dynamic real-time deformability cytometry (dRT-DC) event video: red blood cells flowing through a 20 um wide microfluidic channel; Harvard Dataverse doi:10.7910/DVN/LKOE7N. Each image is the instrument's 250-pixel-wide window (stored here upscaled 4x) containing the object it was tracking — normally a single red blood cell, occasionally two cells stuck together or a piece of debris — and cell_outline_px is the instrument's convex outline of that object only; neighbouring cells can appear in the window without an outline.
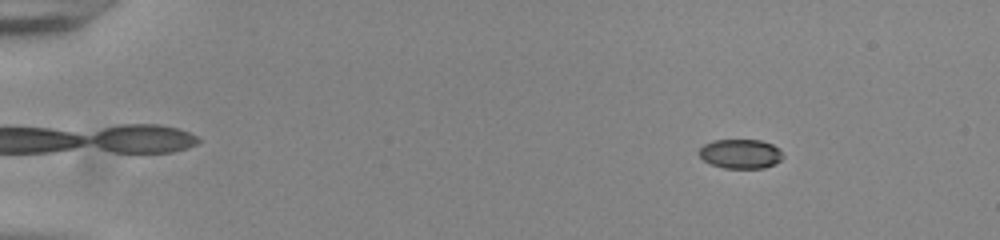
{"species": "common noctule bat (a hibernating species)", "species_latin": "Nyctalus noctula", "temperature_condition": "room temperature", "stored_images_in_passage": 48, "camera_frame_rate_fps": 3000, "um_per_image_px": 0.085, "animal": {"sex": "male", "body_mass_g": 20.0, "forearm_length_mm": 53.3}, "frame": {"image": 1, "passage_image": 1, "time_ms": 0.0, "image_size_px": [1000, 240], "cell_outline_px": [[784, 156], [776, 164], [764, 168], [724, 168], [712, 164], [704, 160], [700, 156], [700, 148], [704, 144], [712, 140], [760, 140], [772, 144], [780, 148]], "centroid_in_image_um": [62.99, 13.07], "position_along_channel_um": 22.0, "area_um2": 14.39}}
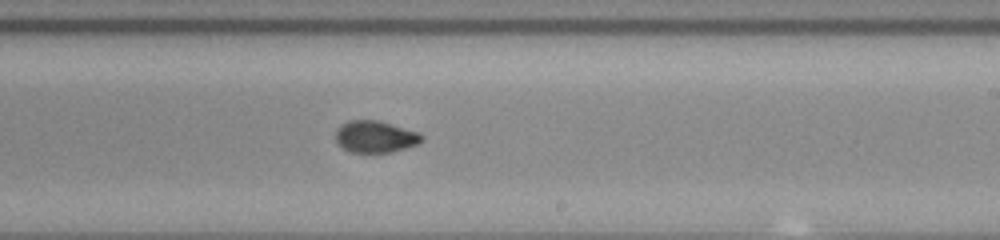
{"frame": {"image": 2, "passage_image": 28, "time_ms": 9.0, "image_size_px": [1000, 240], "cell_outline_px": [[424, 140], [416, 144], [392, 152], [352, 152], [344, 148], [336, 140], [336, 128], [340, 124], [348, 120], [380, 120], [420, 132], [424, 136]], "centroid_in_image_um": [31.92, 11.59], "position_along_channel_um": 257.1, "area_um2": 16.07}}
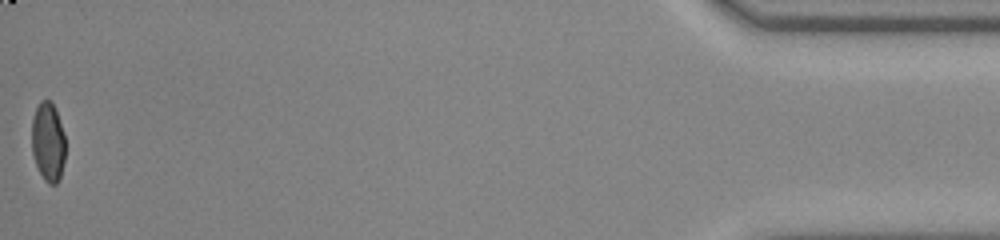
{"frame": {"image": 3, "passage_image": 48, "time_ms": 15.667, "image_size_px": [1000, 240], "cell_outline_px": [[64, 160], [60, 180], [56, 184], [48, 184], [44, 180], [36, 164], [32, 152], [32, 120], [36, 108], [40, 100], [52, 100], [64, 132]], "centroid_in_image_um": [4.08, 12.06], "position_along_channel_um": 431.1, "area_um2": 15.55}}